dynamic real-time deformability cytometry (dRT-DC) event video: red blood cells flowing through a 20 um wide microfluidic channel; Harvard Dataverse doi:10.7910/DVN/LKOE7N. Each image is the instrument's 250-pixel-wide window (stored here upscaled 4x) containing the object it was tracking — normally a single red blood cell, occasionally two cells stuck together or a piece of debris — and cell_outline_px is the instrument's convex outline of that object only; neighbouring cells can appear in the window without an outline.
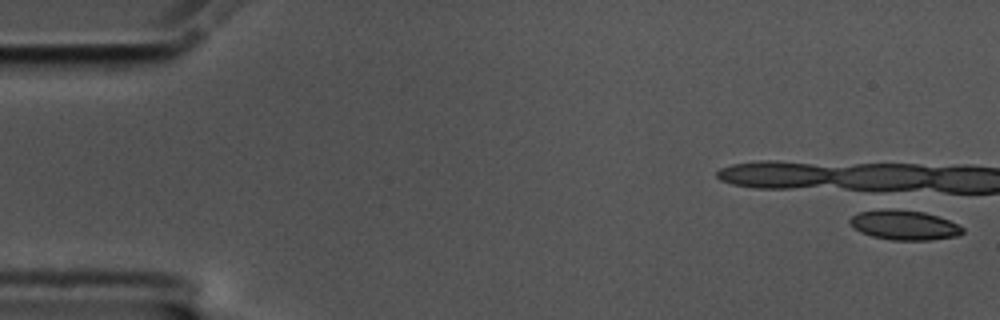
{"species": "common noctule bat (a hibernating species)", "species_latin": "Nyctalus noctula", "temperature_condition": "cold", "stored_images_in_passage": 1, "camera_frame_rate_fps": 3000, "um_per_image_px": 0.085, "animal": {"sex": "male", "body_mass_g": 17.5, "forearm_length_mm": 52.3}, "frame": {"image": 1, "passage_image": 1, "time_ms": 0.0, "image_size_px": [1000, 320], "cell_outline_px": [[964, 232], [960, 236], [932, 240], [892, 240], [872, 236], [860, 232], [848, 220], [852, 216], [860, 212], [884, 208], [896, 208], [924, 212], [948, 220], [964, 228]], "centroid_in_image_um": [76.88, 19.13], "position_along_channel_um": 8.1, "area_um2": 19.59}}